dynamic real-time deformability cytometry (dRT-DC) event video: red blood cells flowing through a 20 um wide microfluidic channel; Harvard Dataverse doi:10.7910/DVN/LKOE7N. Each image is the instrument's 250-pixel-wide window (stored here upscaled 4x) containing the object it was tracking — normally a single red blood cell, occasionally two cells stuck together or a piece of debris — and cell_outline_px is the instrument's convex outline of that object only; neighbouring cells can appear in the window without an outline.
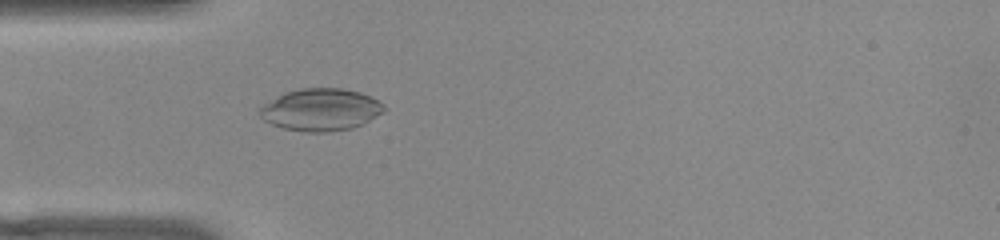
{"species": "common noctule bat (a hibernating species)", "species_latin": "Nyctalus noctula", "temperature_condition": "warm", "stored_images_in_passage": 53, "camera_frame_rate_fps": 3000, "um_per_image_px": 0.085, "animal": {"sex": "female", "body_mass_g": 22.0, "forearm_length_mm": 56.7}, "frame": {"image": 1, "passage_image": 16, "time_ms": 5.0, "image_size_px": [1000, 240], "cell_outline_px": [[388, 108], [384, 112], [352, 128], [328, 132], [304, 132], [284, 128], [272, 124], [264, 120], [260, 116], [260, 104], [284, 92], [300, 88], [340, 88], [360, 92], [380, 100]], "centroid_in_image_um": [27.25, 9.31], "position_along_channel_um": 57.7, "area_um2": 30.81}}
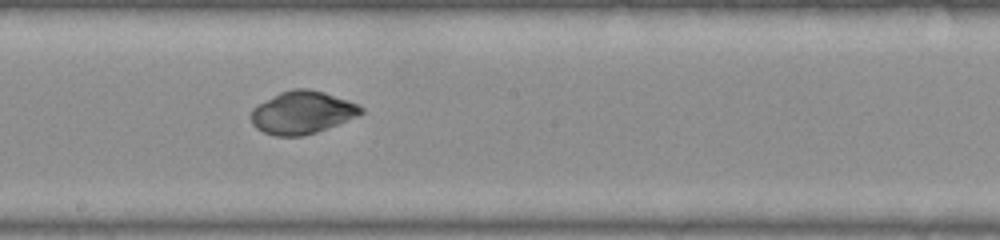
{"frame": {"image": 2, "passage_image": 29, "time_ms": 9.333, "image_size_px": [1000, 240], "cell_outline_px": [[364, 112], [360, 116], [316, 132], [304, 136], [276, 136], [264, 132], [256, 128], [252, 124], [252, 108], [256, 104], [280, 92], [292, 88], [308, 88], [324, 92], [356, 104], [364, 108]], "centroid_in_image_um": [25.68, 9.56], "position_along_channel_um": 222.5, "area_um2": 27.4}}
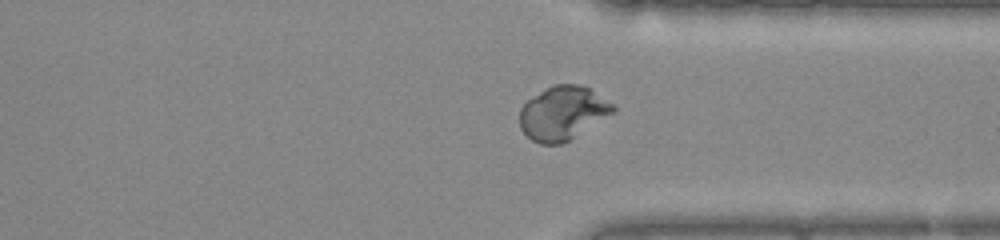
{"frame": {"image": 3, "passage_image": 40, "time_ms": 13.0, "image_size_px": [1000, 240], "cell_outline_px": [[616, 112], [564, 144], [540, 144], [532, 140], [520, 128], [520, 108], [532, 96], [556, 84], [580, 84], [588, 88], [616, 104]], "centroid_in_image_um": [47.88, 9.63], "position_along_channel_um": 363.5, "area_um2": 29.48}, "authors_computed_cell_mechanics": {"area_um2": 29.5358, "velocity_mm_per_s": 3.8564, "shape_relaxation_time_tau1_ms": 5.666, "shape_relaxation_time_tau2_ms": null, "deformation_change_tau1": 0.1277, "deformation_change_tau2": null}}